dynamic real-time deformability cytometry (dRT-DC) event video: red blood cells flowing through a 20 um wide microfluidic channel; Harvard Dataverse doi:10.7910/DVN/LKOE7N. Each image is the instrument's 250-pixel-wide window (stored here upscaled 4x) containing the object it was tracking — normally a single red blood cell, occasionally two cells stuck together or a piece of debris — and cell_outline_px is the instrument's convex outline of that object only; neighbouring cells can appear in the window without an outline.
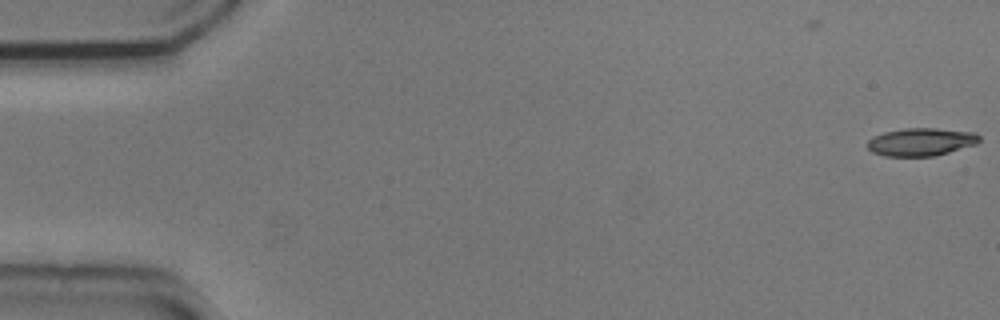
{"species": "common noctule bat (a hibernating species)", "species_latin": "Nyctalus noctula", "temperature_condition": "cold", "stored_images_in_passage": 2, "camera_frame_rate_fps": 3000, "um_per_image_px": 0.085, "animal": {"sex": "male", "body_mass_g": 20.5, "forearm_length_mm": 52.5}, "frame": {"image": 1, "passage_image": 2, "time_ms": 0.333, "image_size_px": [1000, 320], "cell_outline_px": [[980, 140], [976, 144], [948, 152], [932, 156], [884, 156], [872, 152], [868, 148], [868, 140], [872, 136], [884, 132], [904, 128], [936, 128], [976, 132], [980, 136]], "centroid_in_image_um": [78.28, 12.05], "position_along_channel_um": 6.7, "area_um2": 18.21}}